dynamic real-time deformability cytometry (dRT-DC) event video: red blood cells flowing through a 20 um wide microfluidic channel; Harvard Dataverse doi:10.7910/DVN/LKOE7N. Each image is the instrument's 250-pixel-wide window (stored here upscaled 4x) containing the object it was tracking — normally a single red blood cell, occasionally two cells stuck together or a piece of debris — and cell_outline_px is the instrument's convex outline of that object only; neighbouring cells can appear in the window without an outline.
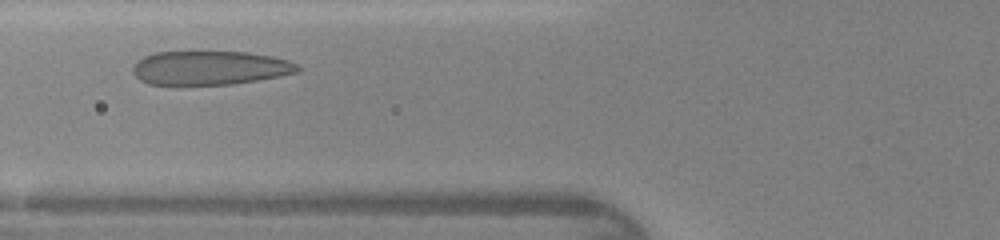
{"species": "human", "species_latin": "Homo sapiens", "temperature_condition": "warm", "stored_images_in_passage": 24, "camera_frame_rate_fps": 3000, "um_per_image_px": 0.085, "donor": {"sex": "female"}, "frame": {"image": 1, "passage_image": 5, "time_ms": 1.333, "image_size_px": [1000, 240], "cell_outline_px": [[300, 68], [296, 72], [280, 76], [232, 84], [176, 88], [148, 84], [140, 80], [132, 72], [132, 68], [136, 60], [144, 56], [156, 52], [248, 52], [272, 56], [288, 60], [296, 64]], "centroid_in_image_um": [17.74, 5.81], "position_along_channel_um": 108.1, "area_um2": 33.64}}
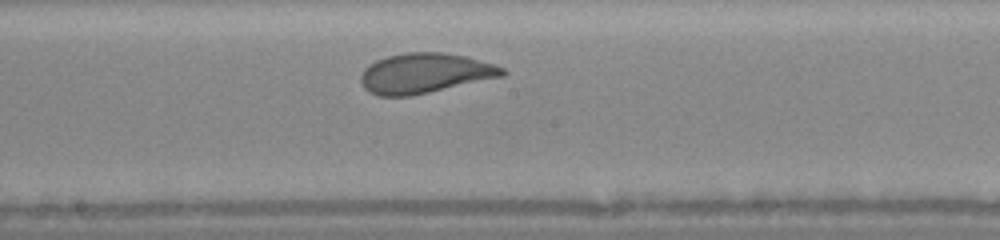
{"frame": {"image": 2, "passage_image": 12, "time_ms": 3.667, "image_size_px": [1000, 240], "cell_outline_px": [[508, 72], [504, 76], [412, 96], [376, 96], [368, 92], [364, 88], [360, 80], [360, 76], [364, 68], [376, 60], [388, 56], [408, 52], [444, 52], [464, 56], [496, 64], [504, 68]], "centroid_in_image_um": [36.11, 6.23], "position_along_channel_um": 212.1, "area_um2": 33.23}}
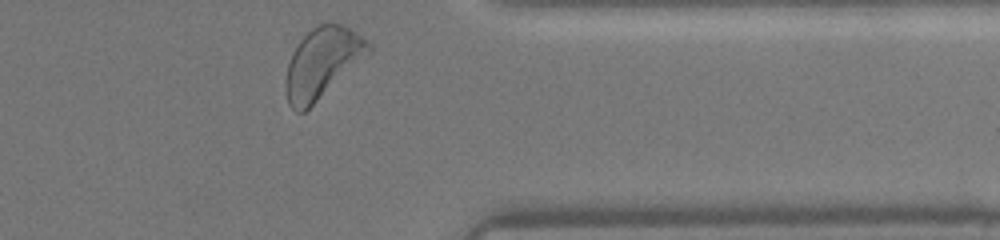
{"frame": {"image": 3, "passage_image": 24, "time_ms": 7.667, "image_size_px": [1000, 240], "cell_outline_px": [[372, 52], [304, 112], [296, 112], [288, 104], [284, 88], [284, 84], [288, 64], [292, 52], [300, 40], [316, 24], [340, 24], [348, 28], [368, 40], [372, 44]], "centroid_in_image_um": [27.39, 5.35], "position_along_channel_um": 384.0, "area_um2": 33.81}}